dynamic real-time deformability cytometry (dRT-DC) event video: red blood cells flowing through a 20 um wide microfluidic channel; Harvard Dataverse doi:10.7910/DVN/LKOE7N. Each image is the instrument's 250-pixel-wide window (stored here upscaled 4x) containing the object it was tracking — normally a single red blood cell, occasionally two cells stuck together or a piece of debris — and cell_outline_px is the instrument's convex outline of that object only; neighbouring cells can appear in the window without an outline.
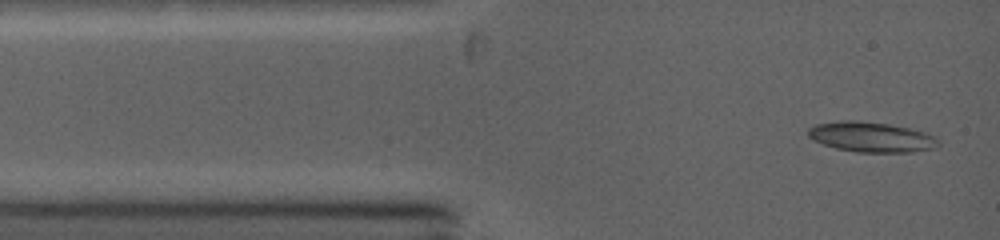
{"species": "common noctule bat (a hibernating species)", "species_latin": "Nyctalus noctula", "temperature_condition": "warm", "stored_images_in_passage": 18, "camera_frame_rate_fps": 5000, "um_per_image_px": 0.085, "animal": {"sex": "female", "body_mass_g": 19.0, "forearm_length_mm": 53.3}, "frame": {"image": 1, "passage_image": 2, "time_ms": 0.2, "image_size_px": [1000, 240], "cell_outline_px": [[940, 144], [932, 148], [912, 152], [856, 152], [836, 148], [812, 140], [808, 136], [808, 128], [816, 124], [844, 120], [852, 120], [888, 124], [908, 128], [924, 132], [936, 136], [940, 140]], "centroid_in_image_um": [74.06, 11.65], "position_along_channel_um": 10.9, "area_um2": 22.77}}
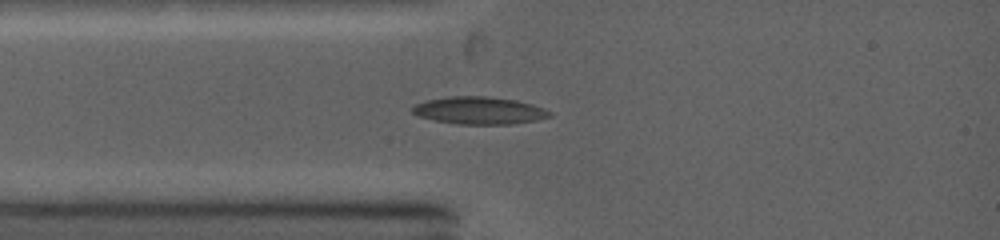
{"frame": {"image": 2, "passage_image": 9, "time_ms": 2.0, "image_size_px": [1000, 240], "cell_outline_px": [[552, 116], [536, 120], [512, 124], [456, 124], [436, 120], [420, 116], [412, 112], [412, 108], [416, 104], [424, 100], [448, 96], [484, 96], [516, 100], [532, 104], [544, 108], [552, 112]], "centroid_in_image_um": [40.75, 9.39], "position_along_channel_um": 44.2, "area_um2": 21.91}}
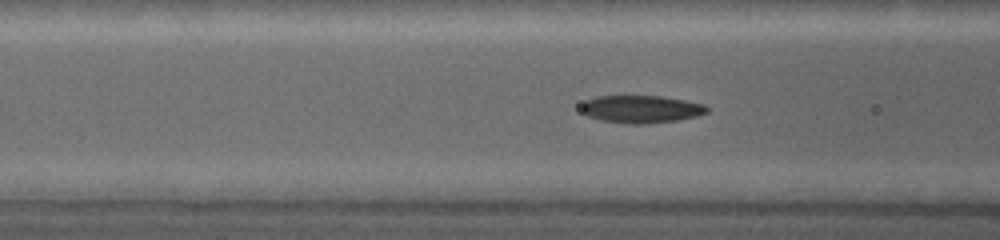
{"frame": {"image": 3, "passage_image": 16, "time_ms": 3.6, "image_size_px": [1000, 240], "cell_outline_px": [[708, 112], [696, 116], [676, 120], [644, 124], [624, 124], [604, 120], [588, 116], [580, 112], [580, 104], [584, 100], [596, 96], [660, 96], [708, 104]], "centroid_in_image_um": [54.47, 9.27], "position_along_channel_um": 112.1, "area_um2": 20.4}}